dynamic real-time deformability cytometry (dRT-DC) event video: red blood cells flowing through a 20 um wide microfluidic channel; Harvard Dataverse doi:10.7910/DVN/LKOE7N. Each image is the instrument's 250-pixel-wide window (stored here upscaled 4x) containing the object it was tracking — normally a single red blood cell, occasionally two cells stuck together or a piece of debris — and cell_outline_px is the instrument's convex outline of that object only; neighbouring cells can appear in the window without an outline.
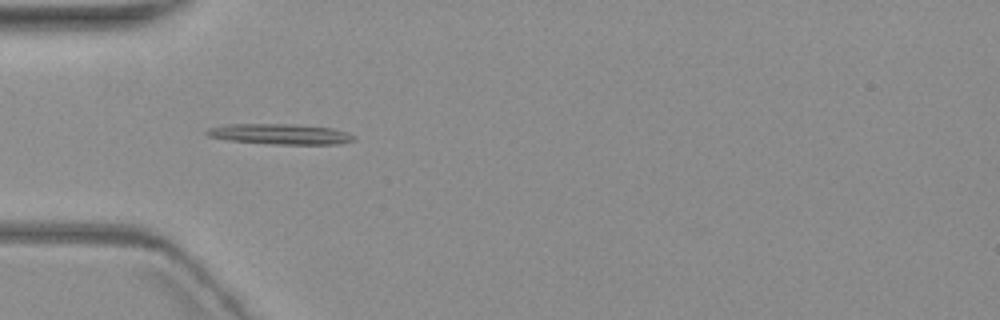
{"species": "common noctule bat (a hibernating species)", "species_latin": "Nyctalus noctula", "temperature_condition": "warm", "stored_images_in_passage": 8, "camera_frame_rate_fps": 3000, "um_per_image_px": 0.085, "animal": {"sex": "female", "body_mass_g": 19.3, "forearm_length_mm": 54.1}, "frame": {"image": 1, "passage_image": 5, "time_ms": 4.333, "image_size_px": [1000, 320], "cell_outline_px": [[356, 140], [340, 144], [272, 144], [232, 140], [208, 136], [204, 132], [208, 128], [228, 124], [296, 124], [332, 128], [348, 132], [356, 136]], "centroid_in_image_um": [23.88, 11.39], "position_along_channel_um": 61.1, "area_um2": 17.57}}
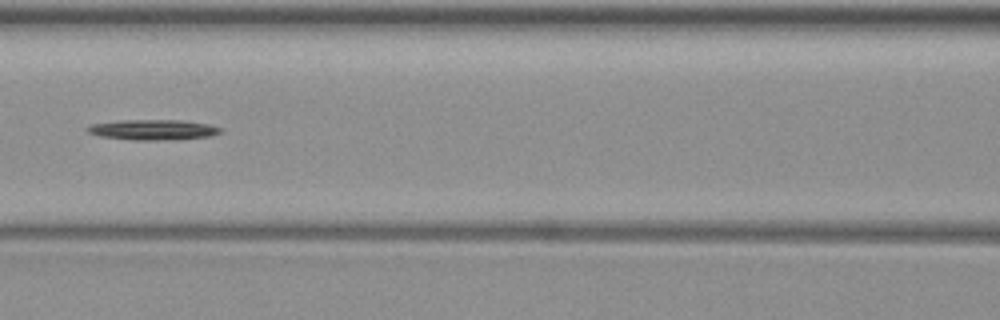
{"frame": {"image": 2, "passage_image": 7, "time_ms": 7.0, "image_size_px": [1000, 320], "cell_outline_px": [[224, 128], [220, 132], [212, 136], [176, 140], [132, 140], [100, 136], [88, 132], [84, 128], [92, 124], [120, 120], [184, 120], [208, 124]], "centroid_in_image_um": [13.04, 11.03], "position_along_channel_um": 153.6, "area_um2": 16.01}}
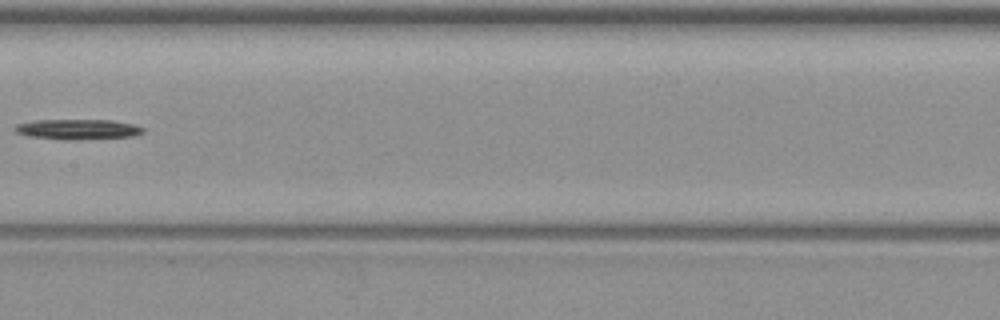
{"frame": {"image": 3, "passage_image": 8, "time_ms": 8.333, "image_size_px": [1000, 320], "cell_outline_px": [[144, 132], [136, 136], [80, 140], [68, 140], [32, 136], [12, 132], [12, 128], [16, 124], [36, 120], [112, 120], [132, 124], [144, 128]], "centroid_in_image_um": [6.61, 10.99], "position_along_channel_um": 200.8, "area_um2": 15.26}}